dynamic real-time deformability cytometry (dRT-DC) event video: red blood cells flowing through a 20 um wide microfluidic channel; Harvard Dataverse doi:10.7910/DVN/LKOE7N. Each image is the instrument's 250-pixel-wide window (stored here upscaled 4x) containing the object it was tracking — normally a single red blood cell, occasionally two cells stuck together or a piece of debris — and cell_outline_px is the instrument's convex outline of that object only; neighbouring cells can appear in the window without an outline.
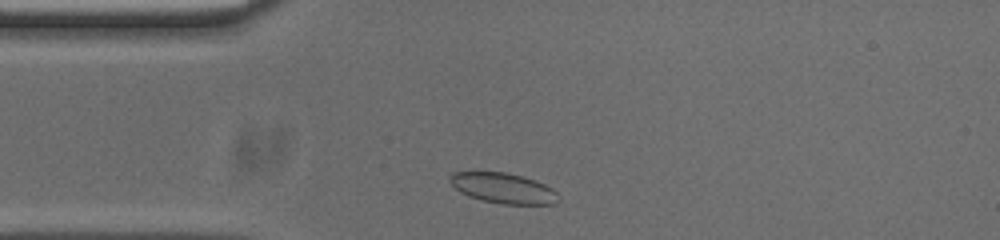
{"species": "common noctule bat (a hibernating species)", "species_latin": "Nyctalus noctula", "temperature_condition": "cold", "stored_images_in_passage": 32, "camera_frame_rate_fps": 3000, "um_per_image_px": 0.085, "animal": {"sex": "male", "body_mass_g": 20.0, "forearm_length_mm": 53.3}, "frame": {"image": 1, "passage_image": 2, "time_ms": 0.333, "image_size_px": [1000, 240], "cell_outline_px": [[560, 200], [556, 204], [500, 204], [480, 200], [468, 196], [460, 192], [448, 180], [448, 176], [452, 172], [504, 172], [524, 176], [544, 184], [552, 188], [556, 192]], "centroid_in_image_um": [42.77, 16.0], "position_along_channel_um": 42.2, "area_um2": 19.36}}
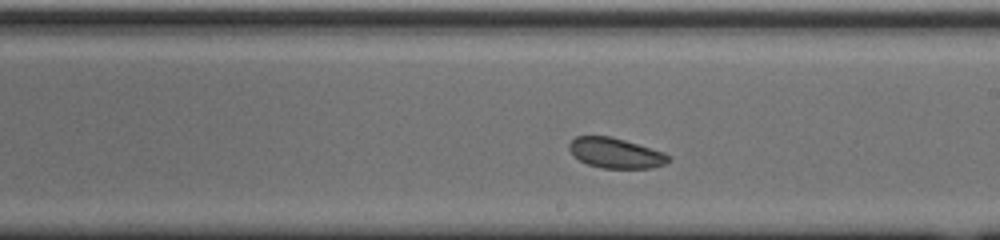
{"frame": {"image": 2, "passage_image": 19, "time_ms": 6.0, "image_size_px": [1000, 240], "cell_outline_px": [[672, 160], [664, 164], [652, 168], [600, 168], [588, 164], [580, 160], [568, 148], [568, 144], [576, 136], [612, 136], [664, 152]], "centroid_in_image_um": [52.34, 13.01], "position_along_channel_um": 236.7, "area_um2": 17.4}}
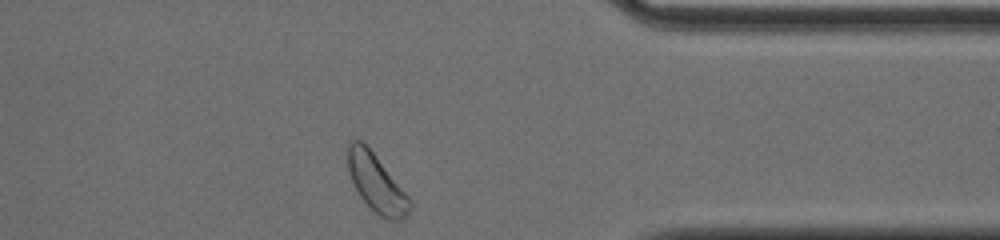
{"frame": {"image": 3, "passage_image": 32, "time_ms": 10.333, "image_size_px": [1000, 240], "cell_outline_px": [[412, 208], [400, 220], [388, 220], [380, 216], [360, 196], [348, 172], [348, 144], [352, 140], [360, 140], [372, 152], [412, 200]], "centroid_in_image_um": [32.01, 15.59], "position_along_channel_um": 379.4, "area_um2": 20.23}, "authors_computed_cell_mechanics": {"area_um2": 18.4093, "velocity_mm_per_s": 3.6799, "shape_relaxation_time_tau1_ms": null, "shape_relaxation_time_tau2_ms": 2.0499, "deformation_change_tau1": null, "deformation_change_tau2": 0.0608}}